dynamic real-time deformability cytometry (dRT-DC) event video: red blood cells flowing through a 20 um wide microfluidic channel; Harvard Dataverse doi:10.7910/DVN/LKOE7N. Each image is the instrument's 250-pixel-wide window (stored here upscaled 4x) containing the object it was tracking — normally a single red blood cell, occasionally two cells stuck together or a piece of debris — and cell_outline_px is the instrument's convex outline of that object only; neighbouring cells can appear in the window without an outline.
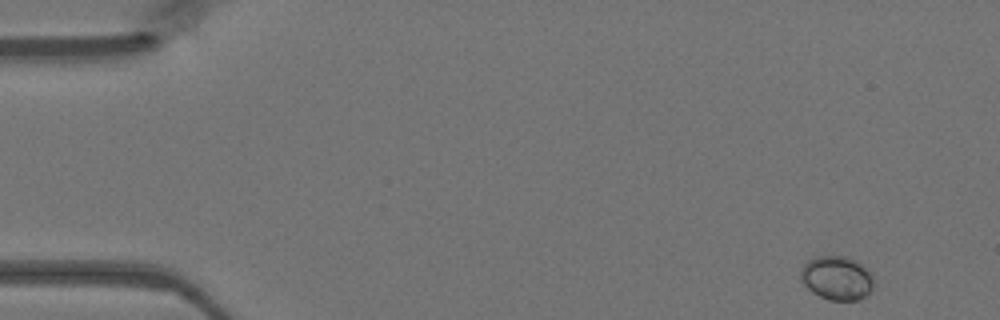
{"species": "Egyptian fruit bat (a non-hibernating species)", "species_latin": "Rousettus aegyptiacus", "temperature_condition": "warm", "stored_images_in_passage": 13, "camera_frame_rate_fps": 3000, "um_per_image_px": 0.085, "animal": {"sex": "female"}, "frame": {"image": 1, "passage_image": 1, "time_ms": 0.0, "image_size_px": [1000, 320], "cell_outline_px": [[872, 292], [860, 300], [828, 300], [812, 292], [804, 284], [800, 276], [800, 272], [804, 264], [808, 260], [816, 256], [844, 256], [868, 268], [872, 272]], "centroid_in_image_um": [71.14, 23.64], "position_along_channel_um": 13.9, "area_um2": 18.73}}